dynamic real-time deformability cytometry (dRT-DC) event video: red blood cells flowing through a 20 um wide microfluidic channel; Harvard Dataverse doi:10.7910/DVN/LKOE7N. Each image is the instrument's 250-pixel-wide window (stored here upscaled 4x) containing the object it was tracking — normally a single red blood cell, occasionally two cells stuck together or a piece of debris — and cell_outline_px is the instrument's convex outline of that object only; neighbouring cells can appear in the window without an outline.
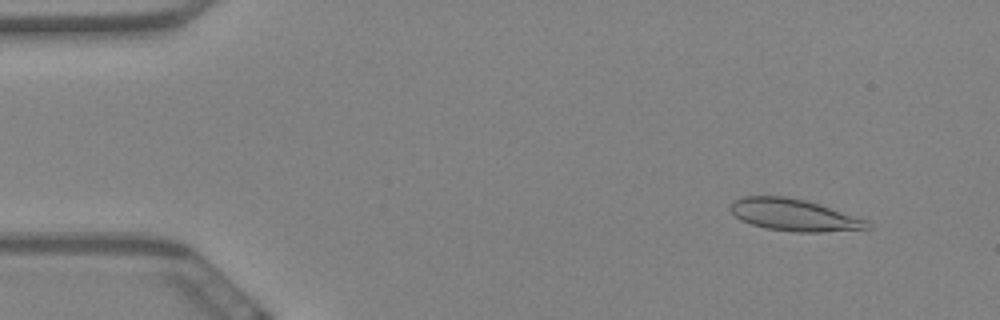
{"species": "Egyptian fruit bat (a non-hibernating species)", "species_latin": "Rousettus aegyptiacus", "temperature_condition": "warm", "stored_images_in_passage": 60, "camera_frame_rate_fps": 3000, "um_per_image_px": 0.085, "animal": {"sex": "female"}, "frame": {"image": 1, "passage_image": 6, "time_ms": 1.667, "image_size_px": [1000, 320], "cell_outline_px": [[872, 228], [820, 232], [796, 232], [764, 228], [740, 220], [728, 208], [732, 200], [744, 196], [784, 196], [804, 200], [868, 220], [872, 224]], "centroid_in_image_um": [67.45, 18.28], "position_along_channel_um": 17.5, "area_um2": 25.37}}
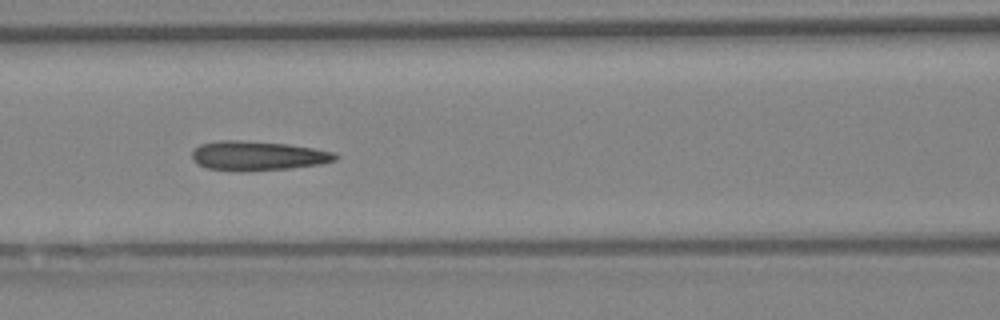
{"frame": {"image": 2, "passage_image": 26, "time_ms": 8.333, "image_size_px": [1000, 320], "cell_outline_px": [[340, 156], [336, 160], [320, 164], [288, 168], [244, 172], [240, 172], [208, 168], [192, 160], [192, 152], [200, 144], [220, 140], [240, 140], [288, 144], [336, 152]], "centroid_in_image_um": [21.92, 13.24], "position_along_channel_um": 144.7, "area_um2": 24.62}}
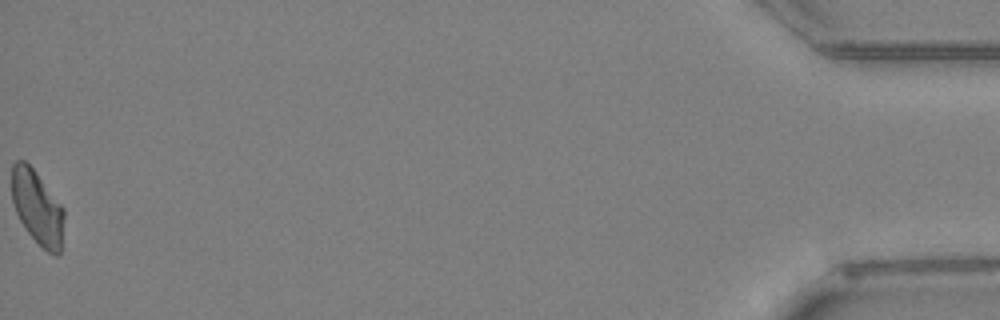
{"frame": {"image": 3, "passage_image": 60, "time_ms": 19.667, "image_size_px": [1000, 320], "cell_outline_px": [[64, 216], [60, 252], [56, 256], [48, 252], [28, 232], [20, 220], [16, 212], [12, 200], [12, 164], [16, 160], [24, 160], [32, 168], [64, 208]], "centroid_in_image_um": [3.17, 17.62], "position_along_channel_um": 432.0, "area_um2": 22.14}, "authors_computed_cell_mechanics": {"area_um2": 24.2182, "velocity_mm_per_s": 3.4289, "shape_relaxation_time_tau1_ms": null, "shape_relaxation_time_tau2_ms": 2.3208, "deformation_change_tau1": null, "deformation_change_tau2": 0.0842}}